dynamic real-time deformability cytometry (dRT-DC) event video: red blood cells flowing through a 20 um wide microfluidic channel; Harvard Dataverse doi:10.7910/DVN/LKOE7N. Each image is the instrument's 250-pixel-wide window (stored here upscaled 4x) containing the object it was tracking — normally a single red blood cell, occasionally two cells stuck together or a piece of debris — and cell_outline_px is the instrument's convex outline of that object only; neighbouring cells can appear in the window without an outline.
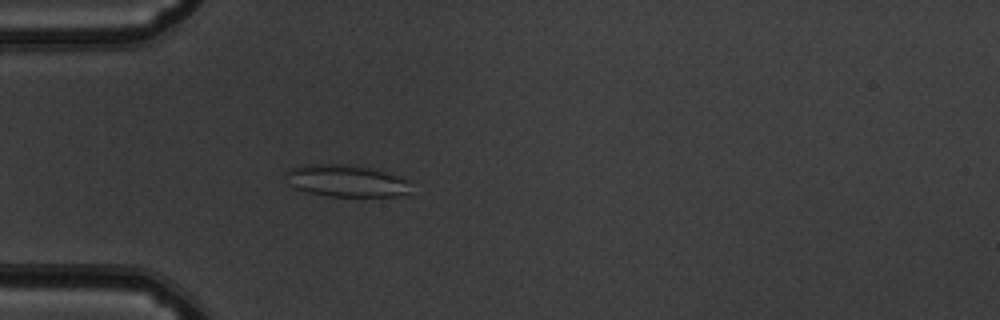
{"species": "common noctule bat (a hibernating species)", "species_latin": "Nyctalus noctula", "temperature_condition": "warm", "stored_images_in_passage": 53, "camera_frame_rate_fps": 3000, "um_per_image_px": 0.085, "animal": {"sex": "male", "body_mass_g": 19.5, "forearm_length_mm": 54.6}, "frame": {"image": 1, "passage_image": 16, "time_ms": 5.0, "image_size_px": [1000, 320], "cell_outline_px": [[412, 180], [408, 192], [396, 196], [328, 196], [304, 192], [288, 184], [284, 176], [284, 172], [288, 168], [304, 164], [348, 164], [372, 168]], "centroid_in_image_um": [29.37, 15.36], "position_along_channel_um": 55.6, "area_um2": 23.76}}
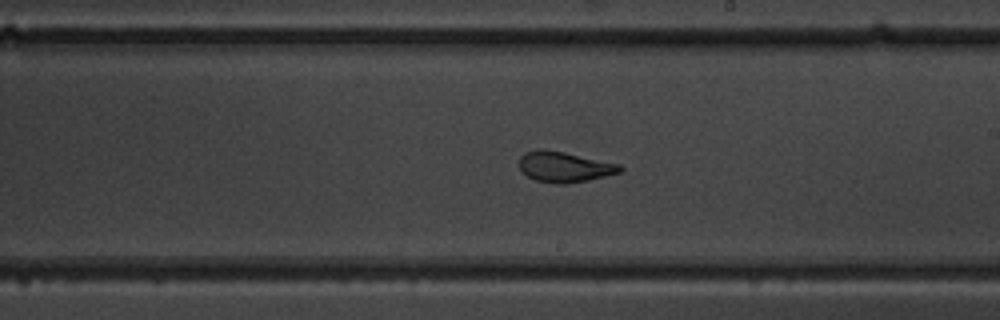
{"frame": {"image": 2, "passage_image": 31, "time_ms": 10.0, "image_size_px": [1000, 320], "cell_outline_px": [[624, 168], [620, 172], [588, 180], [568, 184], [552, 184], [536, 180], [520, 172], [520, 156], [524, 152], [536, 148], [540, 148], [564, 152], [620, 164]], "centroid_in_image_um": [47.93, 14.18], "position_along_channel_um": 241.1, "area_um2": 18.09}}
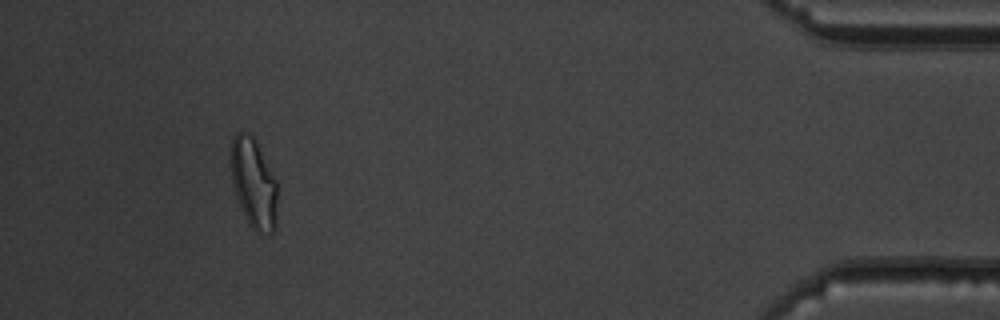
{"frame": {"image": 3, "passage_image": 49, "time_ms": 16.0, "image_size_px": [1000, 320], "cell_outline_px": [[276, 228], [268, 236], [256, 232], [248, 224], [236, 196], [232, 184], [228, 152], [232, 140], [236, 132], [248, 132], [256, 140], [276, 180]], "centroid_in_image_um": [21.53, 15.57], "position_along_channel_um": 413.7, "area_um2": 24.85}, "authors_computed_cell_mechanics": {"area_um2": 21.1548, "velocity_mm_per_s": 3.8659, "shape_relaxation_time_tau1_ms": 6.0229, "shape_relaxation_time_tau2_ms": 1.2371, "deformation_change_tau1": 0.149, "deformation_change_tau2": 0.0781}}